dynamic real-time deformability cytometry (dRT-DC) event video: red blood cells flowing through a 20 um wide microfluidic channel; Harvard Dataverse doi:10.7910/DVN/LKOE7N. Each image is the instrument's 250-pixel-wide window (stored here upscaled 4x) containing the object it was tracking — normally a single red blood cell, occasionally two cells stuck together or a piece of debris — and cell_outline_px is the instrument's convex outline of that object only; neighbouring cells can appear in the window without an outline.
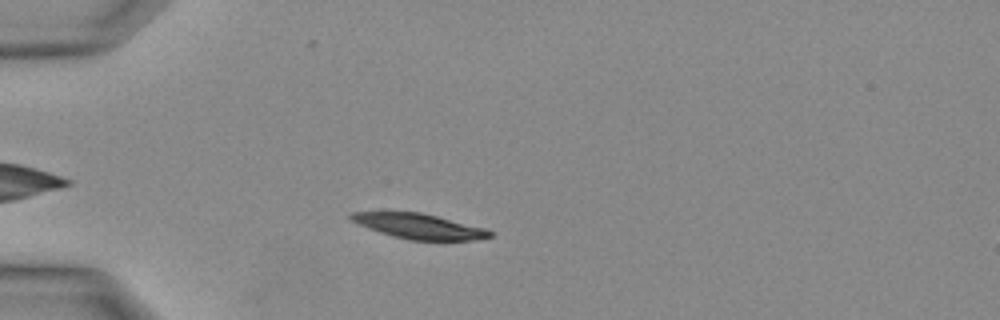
{"species": "Egyptian fruit bat (a non-hibernating species)", "species_latin": "Rousettus aegyptiacus", "temperature_condition": "warm", "stored_images_in_passage": 28, "camera_frame_rate_fps": 3000, "um_per_image_px": 0.085, "animal": {"sex": "female"}, "frame": {"image": 1, "passage_image": 4, "time_ms": 1.0, "image_size_px": [1000, 320], "cell_outline_px": [[492, 236], [476, 240], [408, 240], [380, 232], [360, 224], [352, 220], [348, 216], [352, 212], [420, 212], [488, 228], [492, 232]], "centroid_in_image_um": [35.69, 19.23], "position_along_channel_um": 49.3, "area_um2": 20.17}}
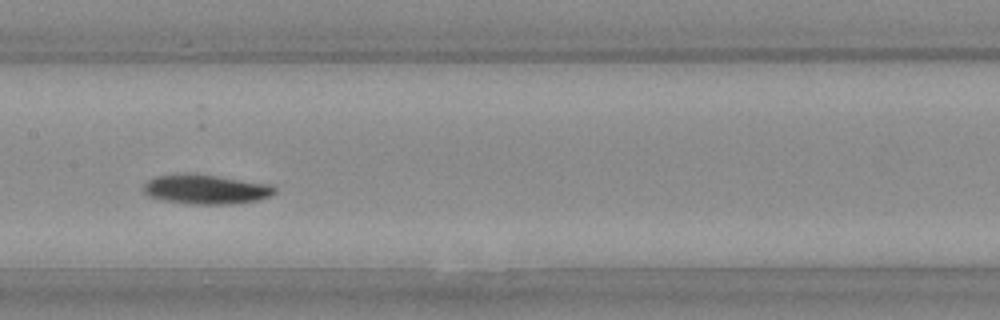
{"frame": {"image": 2, "passage_image": 12, "time_ms": 3.667, "image_size_px": [1000, 320], "cell_outline_px": [[276, 192], [268, 196], [256, 200], [232, 204], [192, 204], [164, 200], [148, 196], [144, 192], [144, 184], [148, 180], [156, 176], [184, 172], [188, 172], [272, 184], [276, 188]], "centroid_in_image_um": [17.48, 16.07], "position_along_channel_um": 189.9, "area_um2": 22.6}}
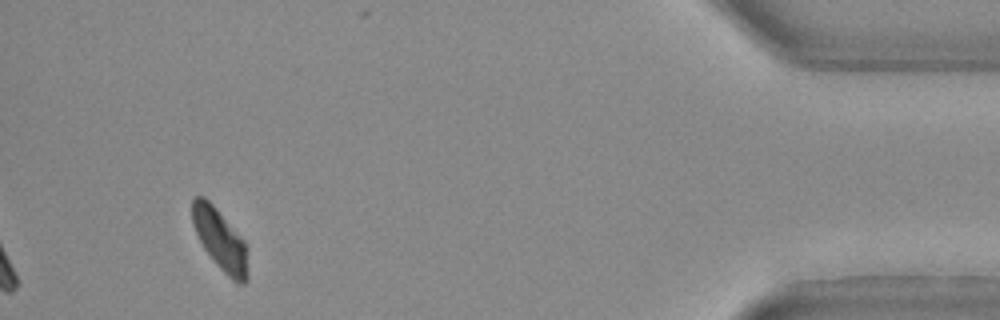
{"frame": {"image": 3, "passage_image": 26, "time_ms": 8.333, "image_size_px": [1000, 320], "cell_outline_px": [[248, 280], [244, 284], [240, 284], [232, 280], [216, 264], [204, 248], [196, 232], [192, 220], [192, 200], [196, 196], [204, 196], [216, 208], [244, 240], [248, 248]], "centroid_in_image_um": [18.75, 20.4], "position_along_channel_um": 416.4, "area_um2": 19.77}}